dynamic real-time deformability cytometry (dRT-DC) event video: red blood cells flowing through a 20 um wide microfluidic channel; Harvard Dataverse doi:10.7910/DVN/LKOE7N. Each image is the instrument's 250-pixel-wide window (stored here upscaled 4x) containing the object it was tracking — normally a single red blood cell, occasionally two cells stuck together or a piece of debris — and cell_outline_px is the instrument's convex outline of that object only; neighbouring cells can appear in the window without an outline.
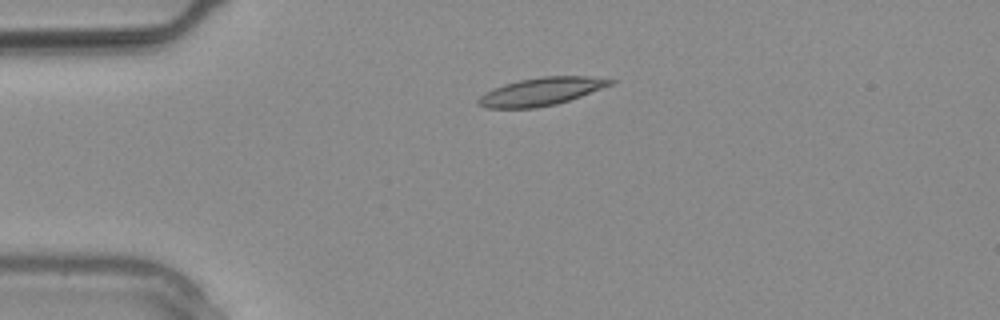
{"species": "common noctule bat (a hibernating species)", "species_latin": "Nyctalus noctula", "temperature_condition": "warm", "stored_images_in_passage": 3, "camera_frame_rate_fps": 3000, "um_per_image_px": 0.085, "animal": {"sex": "male", "body_mass_g": 20.4}, "frame": {"image": 1, "passage_image": 2, "time_ms": 0.333, "image_size_px": [1000, 320], "cell_outline_px": [[616, 80], [612, 84], [580, 96], [556, 104], [536, 108], [484, 108], [476, 104], [476, 100], [480, 96], [504, 84], [520, 80], [540, 76], [588, 76]], "centroid_in_image_um": [45.97, 7.78], "position_along_channel_um": 39.0, "area_um2": 21.21}}